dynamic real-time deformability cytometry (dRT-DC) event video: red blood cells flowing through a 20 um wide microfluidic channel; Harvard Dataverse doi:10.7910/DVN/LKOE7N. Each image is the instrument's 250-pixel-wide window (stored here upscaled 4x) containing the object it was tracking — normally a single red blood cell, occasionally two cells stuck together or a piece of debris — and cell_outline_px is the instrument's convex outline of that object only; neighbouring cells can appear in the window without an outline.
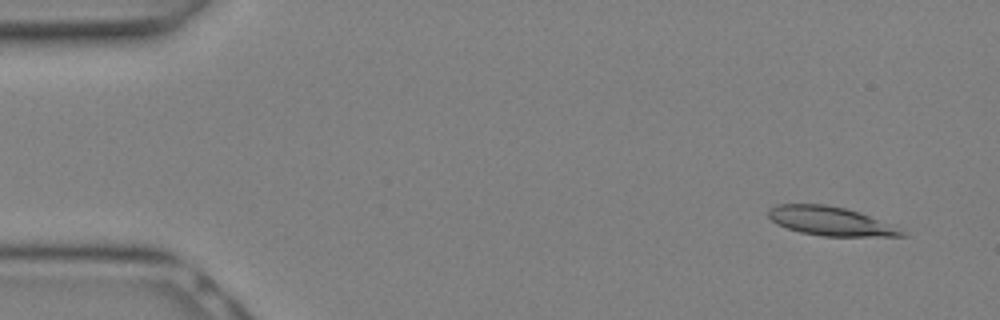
{"species": "Egyptian fruit bat (a non-hibernating species)", "species_latin": "Rousettus aegyptiacus", "temperature_condition": "warm", "stored_images_in_passage": 9, "camera_frame_rate_fps": 3000, "um_per_image_px": 0.085, "animal": {"sex": "female"}, "frame": {"image": 1, "passage_image": 1, "time_ms": 0.0, "image_size_px": [1000, 320], "cell_outline_px": [[908, 236], [820, 236], [800, 232], [776, 224], [768, 216], [768, 208], [776, 204], [824, 204], [844, 208], [860, 212], [888, 224], [904, 232]], "centroid_in_image_um": [70.51, 18.79], "position_along_channel_um": 14.5, "area_um2": 22.2}}
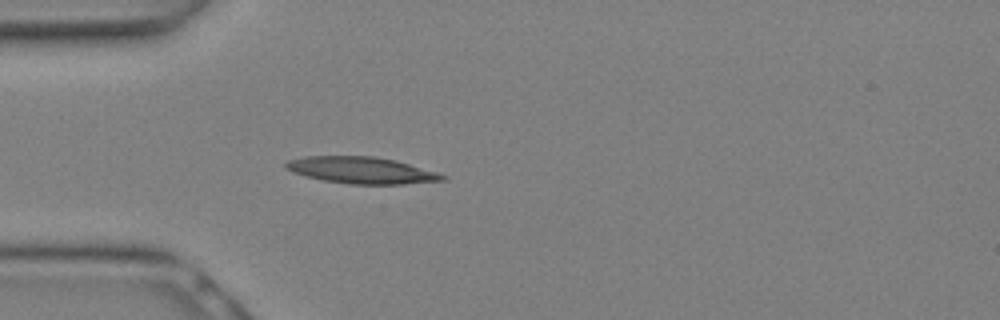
{"frame": {"image": 2, "passage_image": 7, "time_ms": 2.0, "image_size_px": [1000, 320], "cell_outline_px": [[448, 180], [404, 184], [348, 184], [324, 180], [292, 172], [284, 168], [284, 164], [288, 160], [308, 156], [376, 156], [396, 160], [436, 172], [448, 176]], "centroid_in_image_um": [30.75, 14.47], "position_along_channel_um": 54.2, "area_um2": 24.33}}